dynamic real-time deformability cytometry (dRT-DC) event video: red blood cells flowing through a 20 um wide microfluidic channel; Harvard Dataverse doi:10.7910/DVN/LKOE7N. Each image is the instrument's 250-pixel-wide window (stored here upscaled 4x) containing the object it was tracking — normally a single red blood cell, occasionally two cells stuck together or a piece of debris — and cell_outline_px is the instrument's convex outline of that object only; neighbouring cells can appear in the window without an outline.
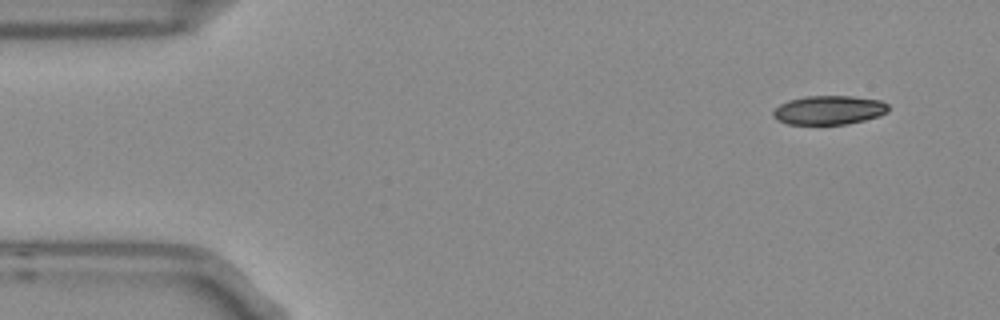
{"species": "Egyptian fruit bat (a non-hibernating species)", "species_latin": "Rousettus aegyptiacus", "temperature_condition": "room temperature", "stored_images_in_passage": 6, "camera_frame_rate_fps": 3000, "um_per_image_px": 0.085, "frame": {"image": 1, "passage_image": 1, "time_ms": 0.0, "image_size_px": [1000, 320], "cell_outline_px": [[888, 112], [880, 116], [864, 120], [844, 124], [788, 124], [776, 120], [772, 116], [772, 112], [780, 104], [788, 100], [804, 96], [852, 96], [880, 100], [888, 104]], "centroid_in_image_um": [70.45, 9.35], "position_along_channel_um": 14.6, "area_um2": 19.54}}
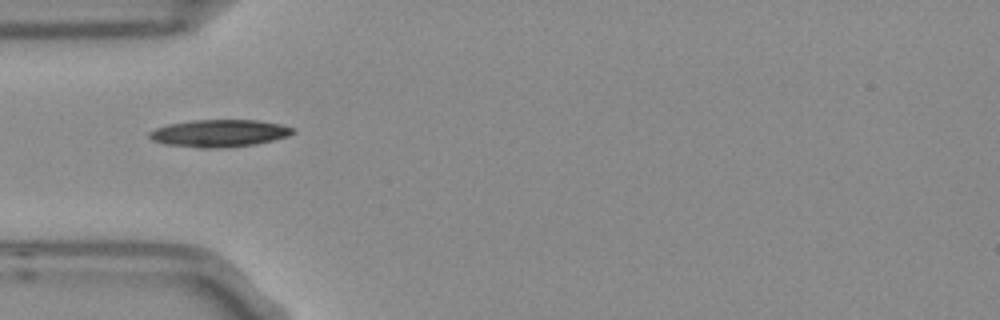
{"frame": {"image": 2, "passage_image": 4, "time_ms": 1.0, "image_size_px": [1000, 320], "cell_outline_px": [[296, 132], [288, 136], [256, 144], [224, 148], [200, 148], [164, 144], [152, 140], [148, 136], [148, 132], [156, 128], [168, 124], [192, 120], [256, 120], [280, 124], [292, 128]], "centroid_in_image_um": [18.61, 11.33], "position_along_channel_um": 66.4, "area_um2": 22.89}}
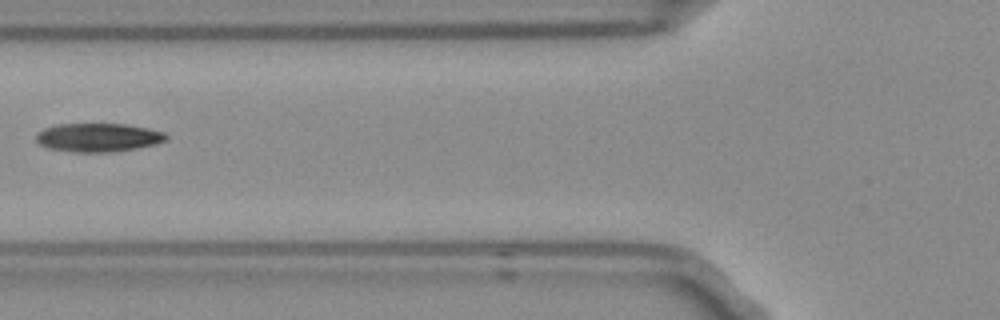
{"frame": {"image": 3, "passage_image": 5, "time_ms": 1.333, "image_size_px": [1000, 320], "cell_outline_px": [[168, 140], [156, 144], [136, 148], [112, 152], [76, 152], [48, 148], [40, 144], [36, 140], [36, 132], [44, 128], [56, 124], [124, 124], [148, 128], [164, 132], [168, 136]], "centroid_in_image_um": [8.35, 11.68], "position_along_channel_um": 117.5, "area_um2": 21.73}}